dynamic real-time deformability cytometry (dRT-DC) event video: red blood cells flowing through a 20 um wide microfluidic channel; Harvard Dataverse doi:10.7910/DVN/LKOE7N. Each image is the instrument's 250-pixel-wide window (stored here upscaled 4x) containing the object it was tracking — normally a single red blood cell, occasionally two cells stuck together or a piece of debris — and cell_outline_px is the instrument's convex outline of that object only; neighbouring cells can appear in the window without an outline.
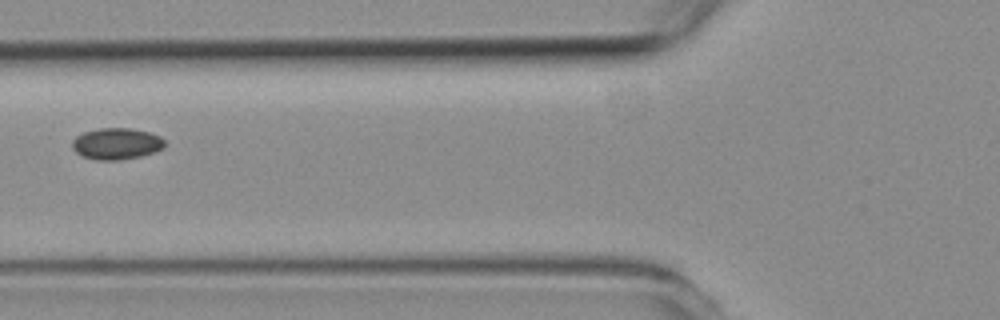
{"species": "common noctule bat (a hibernating species)", "species_latin": "Nyctalus noctula", "temperature_condition": "room temperature", "stored_images_in_passage": 6, "camera_frame_rate_fps": 3000, "um_per_image_px": 0.085, "animal": {"sex": "female", "body_mass_g": 19.3, "forearm_length_mm": 54.1}, "frame": {"image": 1, "passage_image": 6, "time_ms": 6.0, "image_size_px": [1000, 320], "cell_outline_px": [[164, 148], [156, 152], [140, 156], [120, 160], [96, 160], [84, 156], [76, 152], [72, 148], [72, 140], [76, 136], [84, 132], [100, 128], [128, 128], [148, 132], [160, 136], [164, 140]], "centroid_in_image_um": [9.91, 12.22], "position_along_channel_um": 115.9, "area_um2": 16.94}}